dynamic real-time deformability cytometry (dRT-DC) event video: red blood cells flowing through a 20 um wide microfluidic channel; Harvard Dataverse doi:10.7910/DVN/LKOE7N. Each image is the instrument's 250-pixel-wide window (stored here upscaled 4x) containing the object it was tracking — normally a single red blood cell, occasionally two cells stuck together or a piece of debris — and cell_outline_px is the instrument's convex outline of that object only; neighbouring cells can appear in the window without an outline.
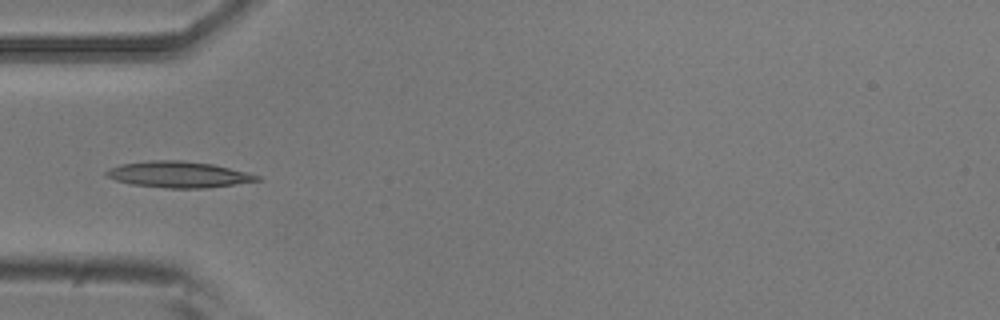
{"species": "common noctule bat (a hibernating species)", "species_latin": "Nyctalus noctula", "temperature_condition": "room temperature", "stored_images_in_passage": 7, "camera_frame_rate_fps": 3000, "um_per_image_px": 0.085, "animal": {"sex": "male", "body_mass_g": 20.5, "forearm_length_mm": 52.5}, "frame": {"image": 1, "passage_image": 4, "time_ms": 1.0, "image_size_px": [1000, 320], "cell_outline_px": [[260, 180], [208, 188], [168, 188], [132, 184], [116, 180], [108, 176], [104, 172], [108, 168], [120, 164], [148, 160], [180, 160], [212, 164], [260, 176]], "centroid_in_image_um": [15.12, 14.82], "position_along_channel_um": 69.9, "area_um2": 22.72}}
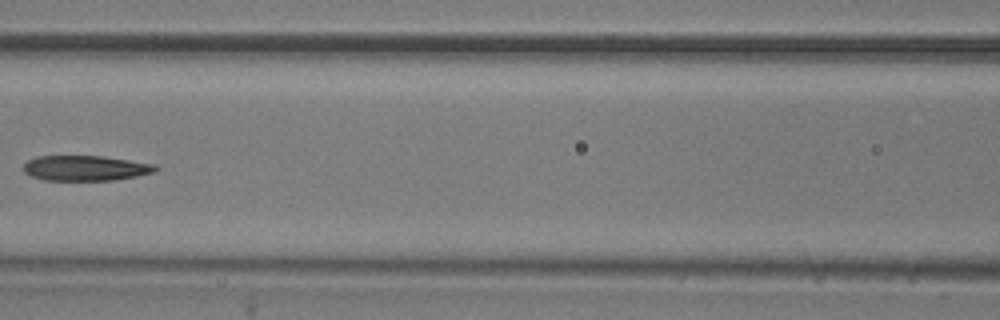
{"frame": {"image": 2, "passage_image": 6, "time_ms": 1.667, "image_size_px": [1000, 320], "cell_outline_px": [[160, 168], [152, 172], [136, 176], [116, 180], [44, 180], [32, 176], [24, 172], [24, 164], [28, 160], [36, 156], [100, 156], [156, 164]], "centroid_in_image_um": [7.26, 14.29], "position_along_channel_um": 159.3, "area_um2": 19.31}}
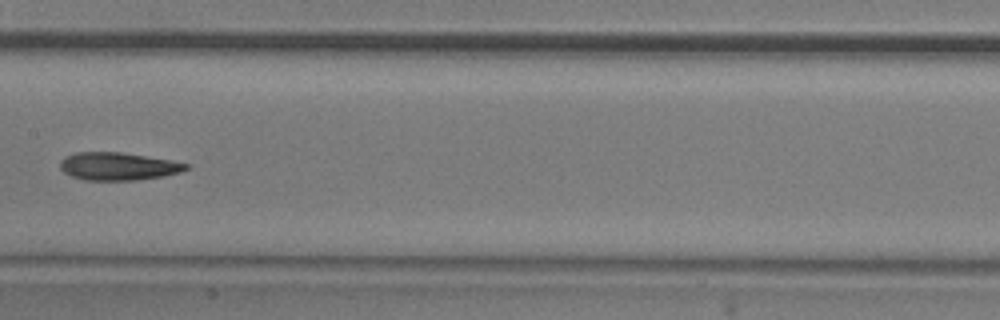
{"frame": {"image": 3, "passage_image": 7, "time_ms": 2.0, "image_size_px": [1000, 320], "cell_outline_px": [[192, 164], [188, 168], [180, 172], [164, 176], [136, 180], [84, 180], [72, 176], [64, 172], [60, 168], [60, 160], [64, 156], [76, 152], [120, 152], [172, 160]], "centroid_in_image_um": [10.05, 14.13], "position_along_channel_um": 197.4, "area_um2": 20.52}}